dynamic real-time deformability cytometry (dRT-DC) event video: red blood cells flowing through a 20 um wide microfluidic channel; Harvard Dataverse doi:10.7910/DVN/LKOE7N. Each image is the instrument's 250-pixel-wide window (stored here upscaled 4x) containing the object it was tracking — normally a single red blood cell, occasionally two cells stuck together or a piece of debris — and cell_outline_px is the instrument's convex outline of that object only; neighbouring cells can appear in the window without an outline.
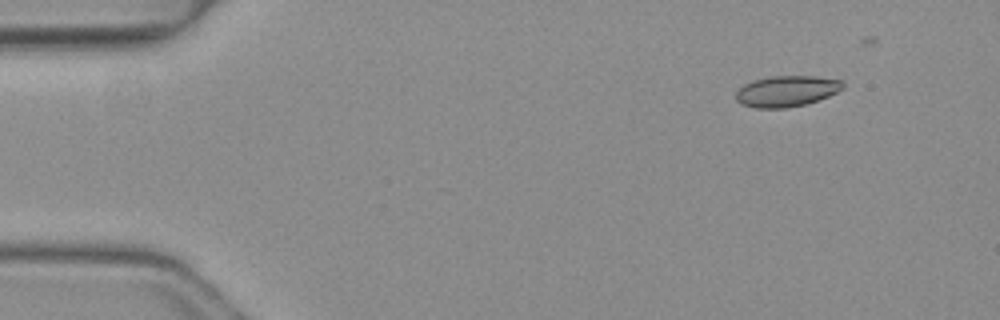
{"species": "common noctule bat (a hibernating species)", "species_latin": "Nyctalus noctula", "temperature_condition": "warm", "stored_images_in_passage": 18, "camera_frame_rate_fps": 3000, "um_per_image_px": 0.085, "animal": {"sex": "female", "body_mass_g": 19.3, "forearm_length_mm": 54.1}, "frame": {"image": 1, "passage_image": 1, "time_ms": 0.0, "image_size_px": [1000, 320], "cell_outline_px": [[844, 88], [828, 96], [808, 104], [788, 108], [756, 108], [740, 104], [736, 100], [736, 92], [744, 84], [752, 80], [772, 76], [816, 76], [844, 80]], "centroid_in_image_um": [66.87, 7.75], "position_along_channel_um": 18.1, "area_um2": 19.54}}
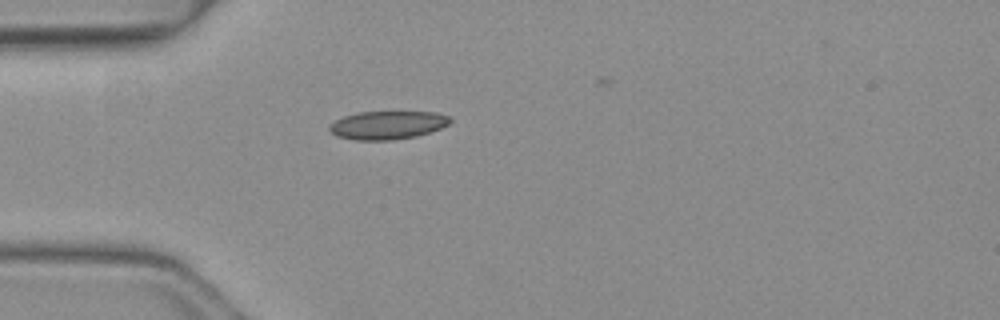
{"frame": {"image": 2, "passage_image": 10, "time_ms": 3.0, "image_size_px": [1000, 320], "cell_outline_px": [[452, 120], [448, 124], [440, 128], [416, 136], [392, 140], [356, 140], [336, 136], [328, 128], [328, 124], [344, 116], [356, 112], [436, 112], [448, 116]], "centroid_in_image_um": [32.9, 10.63], "position_along_channel_um": 52.1, "area_um2": 19.83}}
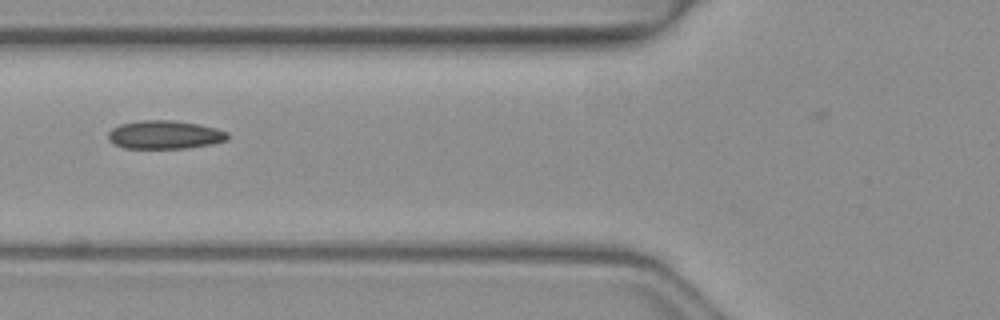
{"frame": {"image": 3, "passage_image": 15, "time_ms": 4.667, "image_size_px": [1000, 320], "cell_outline_px": [[228, 136], [224, 140], [212, 144], [188, 148], [124, 148], [112, 144], [108, 140], [108, 132], [112, 128], [120, 124], [140, 120], [172, 120], [196, 124], [216, 128], [228, 132]], "centroid_in_image_um": [13.95, 11.45], "position_along_channel_um": 111.9, "area_um2": 19.77}}